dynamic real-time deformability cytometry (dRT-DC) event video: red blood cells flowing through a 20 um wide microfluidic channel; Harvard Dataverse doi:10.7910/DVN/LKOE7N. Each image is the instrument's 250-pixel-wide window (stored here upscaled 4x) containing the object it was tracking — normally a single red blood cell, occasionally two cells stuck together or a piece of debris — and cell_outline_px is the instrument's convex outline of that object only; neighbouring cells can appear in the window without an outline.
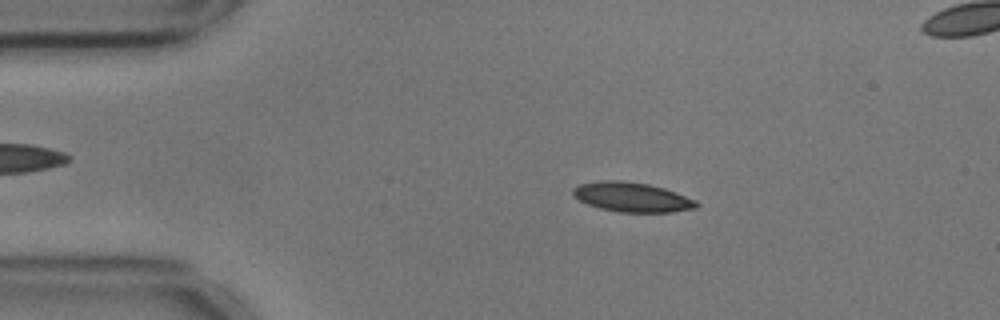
{"species": "common noctule bat (a hibernating species)", "species_latin": "Nyctalus noctula", "temperature_condition": "cold", "stored_images_in_passage": 48, "camera_frame_rate_fps": 3000, "um_per_image_px": 0.085, "animal": {"sex": "male", "body_mass_g": 17.9, "forearm_length_mm": 54.2}, "frame": {"image": 1, "passage_image": 9, "time_ms": 2.667, "image_size_px": [1000, 320], "cell_outline_px": [[700, 204], [696, 208], [672, 212], [620, 212], [600, 208], [588, 204], [572, 196], [572, 188], [580, 184], [604, 180], [620, 180], [648, 184], [664, 188], [676, 192], [696, 200]], "centroid_in_image_um": [53.72, 16.75], "position_along_channel_um": 31.3, "area_um2": 21.27}}
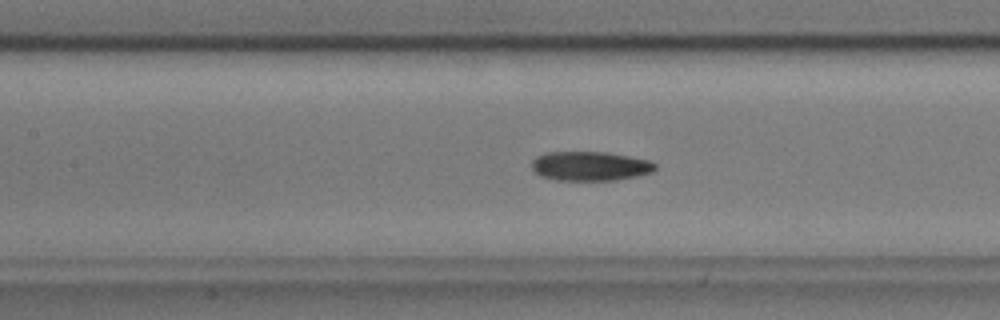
{"frame": {"image": 2, "passage_image": 23, "time_ms": 7.333, "image_size_px": [1000, 320], "cell_outline_px": [[656, 168], [652, 172], [636, 176], [616, 180], [556, 180], [540, 176], [532, 168], [532, 160], [536, 156], [548, 152], [608, 152], [648, 160], [656, 164]], "centroid_in_image_um": [50.15, 14.11], "position_along_channel_um": 157.3, "area_um2": 21.04}}
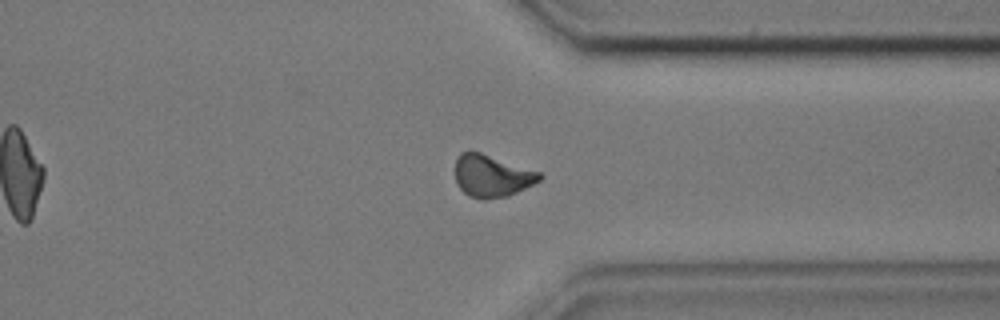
{"frame": {"image": 3, "passage_image": 41, "time_ms": 13.333, "image_size_px": [1000, 320], "cell_outline_px": [[544, 176], [540, 180], [508, 196], [484, 200], [480, 200], [468, 196], [456, 184], [456, 160], [460, 152], [480, 152], [540, 172]], "centroid_in_image_um": [41.79, 14.97], "position_along_channel_um": 369.6, "area_um2": 20.63}}